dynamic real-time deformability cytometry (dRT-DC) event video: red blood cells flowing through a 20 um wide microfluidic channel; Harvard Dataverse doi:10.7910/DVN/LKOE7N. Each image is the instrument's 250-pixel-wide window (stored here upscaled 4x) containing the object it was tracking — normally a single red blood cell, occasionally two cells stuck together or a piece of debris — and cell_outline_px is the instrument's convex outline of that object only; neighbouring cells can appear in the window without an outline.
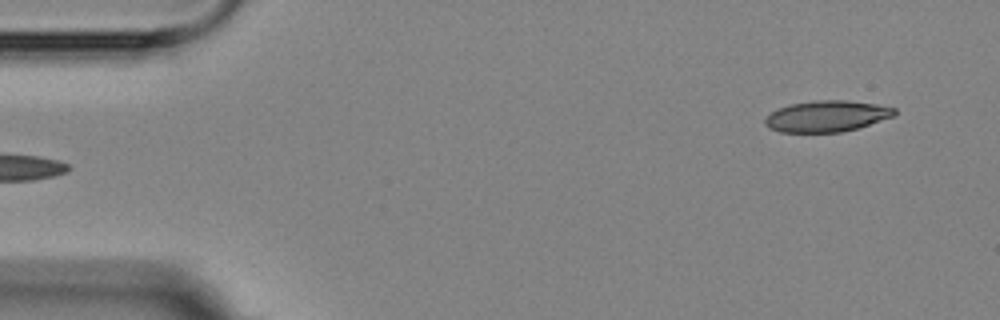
{"species": "Egyptian fruit bat (a non-hibernating species)", "species_latin": "Rousettus aegyptiacus", "temperature_condition": "room temperature", "stored_images_in_passage": 5, "segment_of_instrument_passage": [2, 2], "camera_frame_rate_fps": 3000, "um_per_image_px": 0.085, "animal": {"sex": "female"}, "frame": {"image": 1, "passage_image": 5, "time_ms": 4.333, "image_size_px": [1000, 320], "cell_outline_px": [[896, 116], [856, 128], [840, 132], [780, 132], [768, 128], [764, 124], [764, 120], [776, 108], [792, 104], [816, 100], [848, 100], [876, 104], [896, 108]], "centroid_in_image_um": [70.28, 9.87], "position_along_channel_um": 14.7, "area_um2": 23.52}}